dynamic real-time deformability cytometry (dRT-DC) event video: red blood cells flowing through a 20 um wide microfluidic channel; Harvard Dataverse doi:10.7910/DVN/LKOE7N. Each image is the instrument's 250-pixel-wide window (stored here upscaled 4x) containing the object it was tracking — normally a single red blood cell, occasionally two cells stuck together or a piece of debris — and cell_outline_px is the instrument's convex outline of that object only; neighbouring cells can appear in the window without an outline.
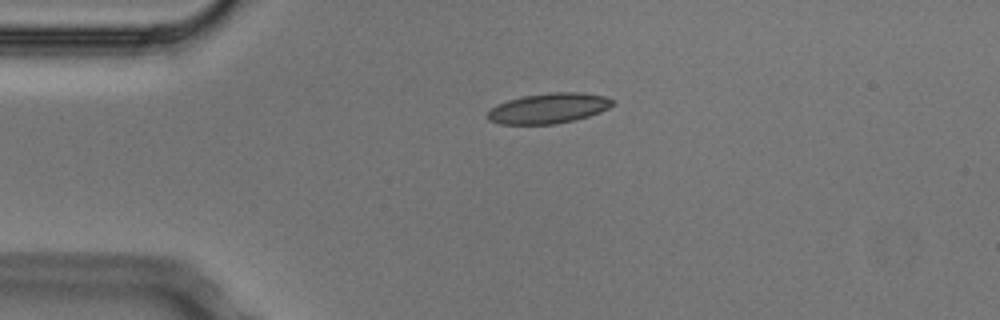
{"species": "Egyptian fruit bat (a non-hibernating species)", "species_latin": "Rousettus aegyptiacus", "temperature_condition": "cold", "stored_images_in_passage": 2, "camera_frame_rate_fps": 3000, "um_per_image_px": 0.085, "animal": {"sex": "male"}, "frame": {"image": 1, "passage_image": 1, "time_ms": 0.0, "image_size_px": [1000, 320], "cell_outline_px": [[612, 104], [608, 108], [600, 112], [588, 116], [556, 124], [500, 124], [488, 120], [484, 116], [496, 104], [508, 100], [524, 96], [548, 92], [580, 92], [604, 96], [612, 100]], "centroid_in_image_um": [46.57, 9.2], "position_along_channel_um": 38.4, "area_um2": 21.96}}